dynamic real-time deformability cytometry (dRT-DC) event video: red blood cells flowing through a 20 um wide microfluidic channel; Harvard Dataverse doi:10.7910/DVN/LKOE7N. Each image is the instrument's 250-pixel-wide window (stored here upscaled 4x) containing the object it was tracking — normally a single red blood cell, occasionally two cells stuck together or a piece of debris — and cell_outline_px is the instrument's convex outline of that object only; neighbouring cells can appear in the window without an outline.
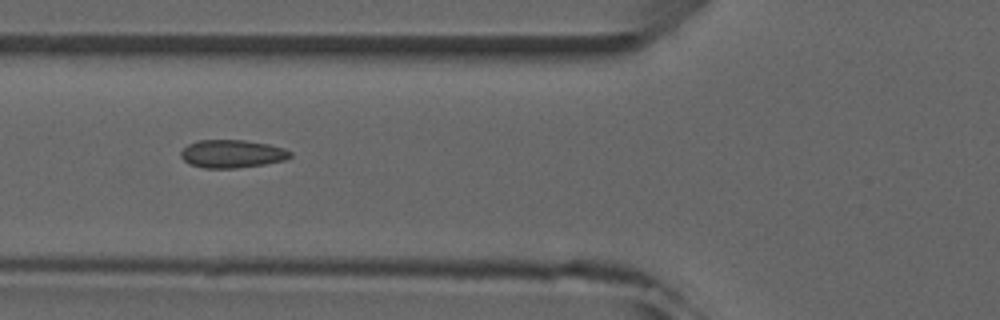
{"species": "common noctule bat (a hibernating species)", "species_latin": "Nyctalus noctula", "temperature_condition": "room temperature", "stored_images_in_passage": 4, "camera_frame_rate_fps": 3000, "um_per_image_px": 0.085, "animal": {"sex": "male", "forearm_length_mm": 52.5}, "frame": {"image": 1, "passage_image": 2, "time_ms": 1.0, "image_size_px": [1000, 320], "cell_outline_px": [[292, 156], [284, 160], [264, 164], [236, 168], [204, 168], [188, 164], [180, 156], [180, 152], [188, 144], [200, 140], [244, 140], [268, 144], [284, 148], [292, 152]], "centroid_in_image_um": [19.72, 13.07], "position_along_channel_um": 106.1, "area_um2": 17.86}}
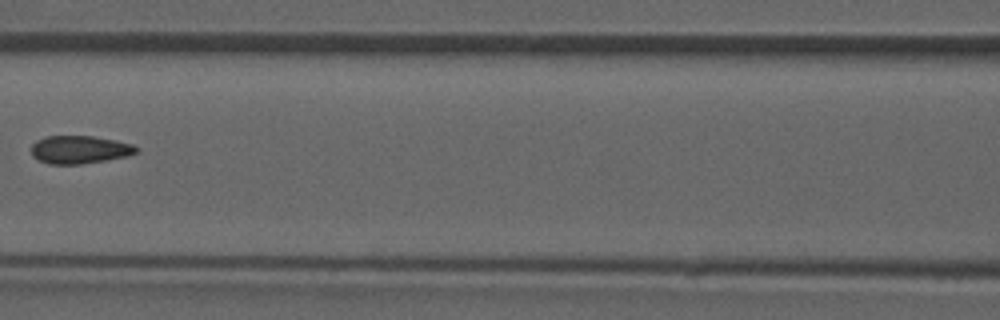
{"frame": {"image": 2, "passage_image": 3, "time_ms": 2.333, "image_size_px": [1000, 320], "cell_outline_px": [[140, 148], [136, 152], [128, 156], [80, 164], [48, 164], [32, 156], [32, 144], [36, 140], [44, 136], [92, 136], [116, 140], [132, 144]], "centroid_in_image_um": [6.76, 12.71], "position_along_channel_um": 159.8, "area_um2": 17.11}}